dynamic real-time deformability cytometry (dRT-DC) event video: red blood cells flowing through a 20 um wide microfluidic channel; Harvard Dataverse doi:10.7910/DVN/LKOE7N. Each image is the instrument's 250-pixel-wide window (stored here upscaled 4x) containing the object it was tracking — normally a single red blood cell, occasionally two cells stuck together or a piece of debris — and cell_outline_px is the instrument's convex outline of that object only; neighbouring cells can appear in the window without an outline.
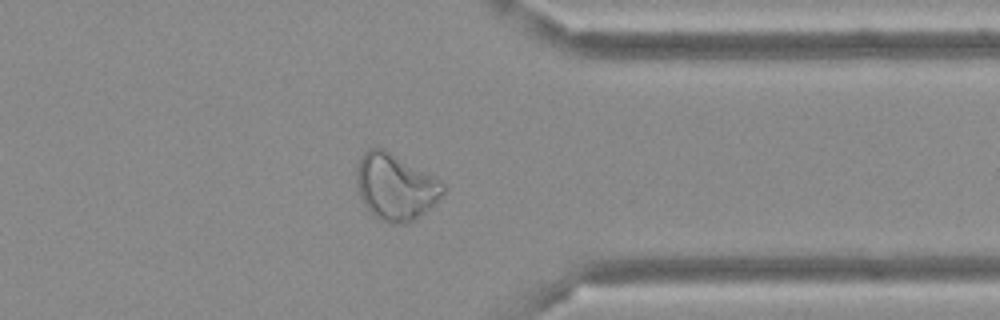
{"species": "Egyptian fruit bat (a non-hibernating species)", "species_latin": "Rousettus aegyptiacus", "temperature_condition": "cold", "stored_images_in_passage": 47, "camera_frame_rate_fps": 3000, "um_per_image_px": 0.085, "frame": {"image": 1, "passage_image": 37, "time_ms": 12.0, "image_size_px": [1000, 320], "cell_outline_px": [[444, 192], [424, 212], [412, 220], [404, 224], [392, 224], [380, 220], [364, 204], [360, 196], [356, 184], [356, 168], [360, 156], [368, 148], [384, 148], [440, 180], [444, 184]], "centroid_in_image_um": [33.56, 15.86], "position_along_channel_um": 377.8, "area_um2": 33.0}}
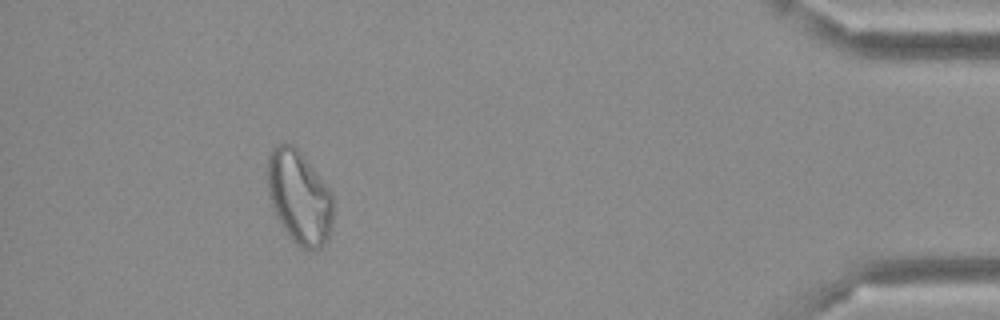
{"frame": {"image": 2, "passage_image": 43, "time_ms": 14.0, "image_size_px": [1000, 320], "cell_outline_px": [[332, 228], [328, 240], [320, 248], [312, 252], [300, 248], [292, 240], [284, 228], [272, 208], [268, 192], [268, 156], [272, 148], [276, 144], [292, 144], [300, 152], [332, 192]], "centroid_in_image_um": [25.45, 16.81], "position_along_channel_um": 409.8, "area_um2": 35.72}}